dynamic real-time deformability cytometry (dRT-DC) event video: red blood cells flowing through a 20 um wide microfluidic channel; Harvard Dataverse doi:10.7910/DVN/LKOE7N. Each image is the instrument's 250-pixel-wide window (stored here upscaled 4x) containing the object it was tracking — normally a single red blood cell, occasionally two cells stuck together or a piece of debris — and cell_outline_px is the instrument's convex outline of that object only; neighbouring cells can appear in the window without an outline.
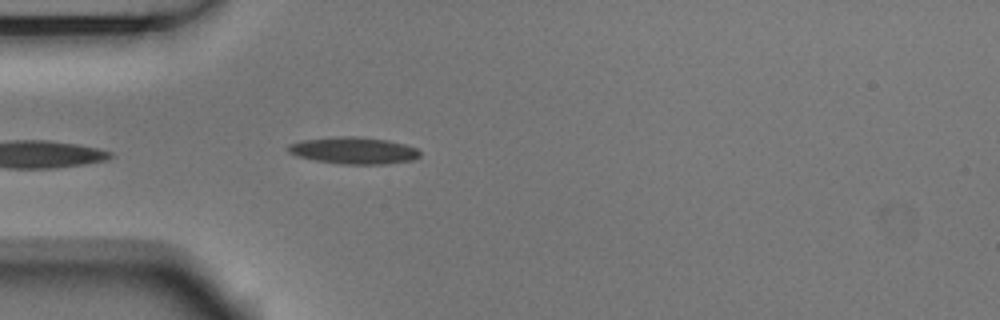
{"species": "Egyptian fruit bat (a non-hibernating species)", "species_latin": "Rousettus aegyptiacus", "temperature_condition": "room temperature", "stored_images_in_passage": 38, "camera_frame_rate_fps": 3000, "um_per_image_px": 0.085, "animal": {"sex": "male"}, "frame": {"image": 1, "passage_image": 1, "time_ms": 0.0, "image_size_px": [1000, 320], "cell_outline_px": [[420, 156], [412, 160], [388, 164], [340, 164], [316, 160], [296, 156], [288, 152], [284, 148], [288, 144], [300, 140], [340, 136], [360, 136], [388, 140], [404, 144], [416, 148], [420, 152]], "centroid_in_image_um": [30.02, 12.79], "position_along_channel_um": 55.0, "area_um2": 20.87}}
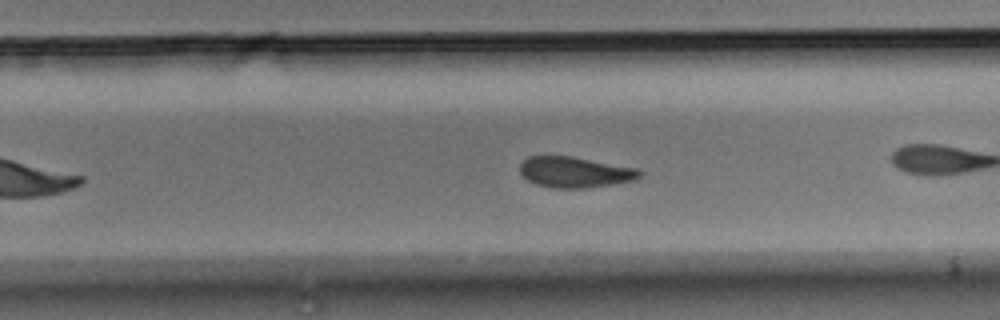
{"frame": {"image": 2, "passage_image": 17, "time_ms": 5.333, "image_size_px": [1000, 320], "cell_outline_px": [[640, 176], [632, 180], [612, 184], [584, 188], [556, 188], [536, 184], [528, 180], [520, 172], [520, 164], [528, 156], [572, 156], [640, 168]], "centroid_in_image_um": [48.87, 14.62], "position_along_channel_um": 280.9, "area_um2": 21.39}}
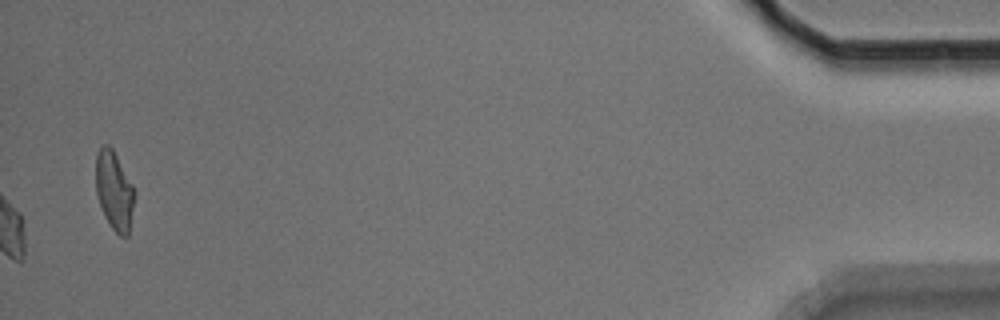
{"frame": {"image": 3, "passage_image": 38, "time_ms": 12.333, "image_size_px": [1000, 320], "cell_outline_px": [[132, 208], [128, 236], [120, 236], [112, 228], [104, 216], [96, 192], [96, 156], [100, 148], [104, 144], [108, 144], [112, 148], [132, 184]], "centroid_in_image_um": [9.67, 16.19], "position_along_channel_um": 425.5, "area_um2": 17.11}, "authors_computed_cell_mechanics": {"area_um2": 21.5883, "velocity_mm_per_s": 3.7222, "shape_relaxation_time_tau1_ms": 9.9057, "shape_relaxation_time_tau2_ms": 8.2532, "deformation_change_tau1": 0.1583, "deformation_change_tau2": 0.1431}}